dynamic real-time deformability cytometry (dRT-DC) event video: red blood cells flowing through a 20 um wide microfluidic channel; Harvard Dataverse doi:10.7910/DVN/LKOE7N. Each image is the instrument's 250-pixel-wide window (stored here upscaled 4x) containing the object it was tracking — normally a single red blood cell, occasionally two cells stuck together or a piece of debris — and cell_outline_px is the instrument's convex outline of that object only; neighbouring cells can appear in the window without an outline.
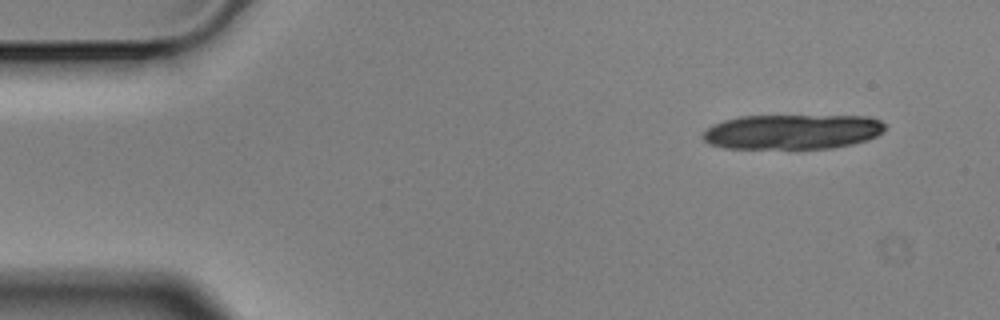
{"species": "Egyptian fruit bat (a non-hibernating species)", "species_latin": "Rousettus aegyptiacus", "temperature_condition": "cold", "stored_images_in_passage": 4, "camera_frame_rate_fps": 3000, "um_per_image_px": 0.085, "animal": {"sex": "male"}, "frame": {"image": 1, "passage_image": 1, "time_ms": 0.0, "image_size_px": [1000, 320], "cell_outline_px": [[884, 128], [876, 136], [868, 140], [852, 144], [832, 148], [724, 148], [708, 144], [700, 136], [700, 132], [712, 124], [724, 120], [740, 116], [868, 116], [880, 120], [884, 124]], "centroid_in_image_um": [67.28, 11.2], "position_along_channel_um": 17.7, "area_um2": 37.22}}